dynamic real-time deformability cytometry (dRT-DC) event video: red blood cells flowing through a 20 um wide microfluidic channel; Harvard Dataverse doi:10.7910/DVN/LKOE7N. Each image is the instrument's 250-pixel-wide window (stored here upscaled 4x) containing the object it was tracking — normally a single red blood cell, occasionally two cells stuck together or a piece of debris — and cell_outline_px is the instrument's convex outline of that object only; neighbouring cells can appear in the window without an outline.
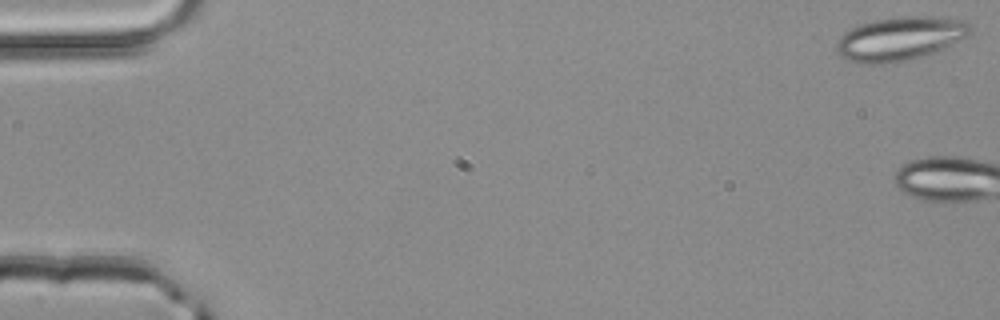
{"species": "common noctule bat (a hibernating species)", "species_latin": "Nyctalus noctula", "temperature_condition": "room temperature", "stored_images_in_passage": 3, "camera_frame_rate_fps": 3000, "um_per_image_px": 0.085, "animal": {"sex": "male", "body_mass_g": 20.4}, "frame": {"image": 1, "passage_image": 1, "time_ms": 0.0, "image_size_px": [1000, 320], "cell_outline_px": [[972, 32], [968, 36], [932, 52], [908, 60], [880, 64], [868, 64], [852, 60], [840, 56], [836, 52], [836, 40], [844, 32], [860, 24], [872, 20], [900, 16], [932, 16], [968, 20], [972, 24]], "centroid_in_image_um": [76.51, 3.25], "position_along_channel_um": 8.5, "area_um2": 34.1}}